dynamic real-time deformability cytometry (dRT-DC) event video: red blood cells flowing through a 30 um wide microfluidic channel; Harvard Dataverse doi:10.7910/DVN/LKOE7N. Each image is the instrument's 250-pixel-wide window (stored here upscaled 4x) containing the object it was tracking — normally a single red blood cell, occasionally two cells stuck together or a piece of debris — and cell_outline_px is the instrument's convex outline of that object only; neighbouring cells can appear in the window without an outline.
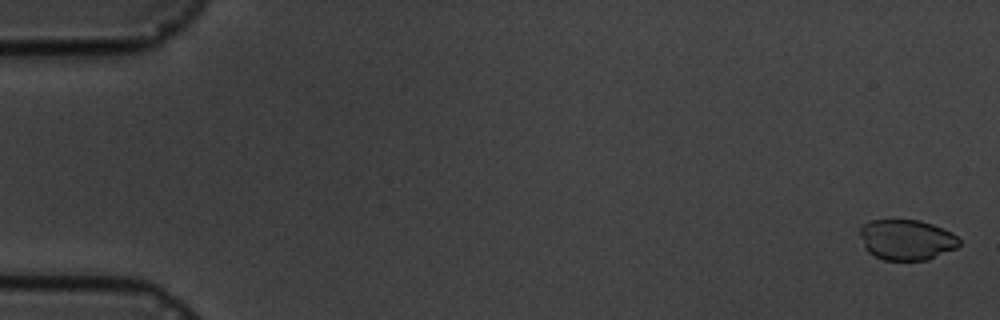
{"species": "common noctule bat (a hibernating species)", "species_latin": "Nyctalus noctula", "temperature_condition": "cold", "stored_images_in_passage": 5, "camera_frame_rate_fps": 3000, "um_per_image_px": 0.085, "animal": {"sex": "male", "body_mass_g": 19.5, "forearm_length_mm": 54.6}, "frame": {"image": 1, "passage_image": 1, "time_ms": 0.0, "image_size_px": [1000, 320], "cell_outline_px": [[960, 244], [956, 248], [928, 260], [884, 260], [868, 252], [864, 248], [860, 236], [860, 228], [864, 224], [872, 220], [920, 220], [944, 228], [952, 232], [960, 240]], "centroid_in_image_um": [77.07, 20.38], "position_along_channel_um": 7.9, "area_um2": 23.52}}